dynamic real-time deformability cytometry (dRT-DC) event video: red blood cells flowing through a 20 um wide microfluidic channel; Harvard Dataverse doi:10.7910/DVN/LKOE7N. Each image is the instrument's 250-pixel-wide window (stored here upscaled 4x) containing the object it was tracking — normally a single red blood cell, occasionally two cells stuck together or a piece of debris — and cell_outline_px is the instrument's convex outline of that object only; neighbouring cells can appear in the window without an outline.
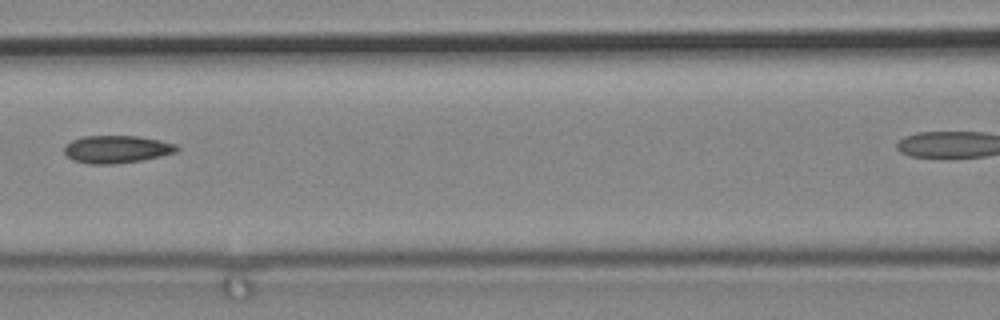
{"species": "common noctule bat (a hibernating species)", "species_latin": "Nyctalus noctula", "temperature_condition": "cold", "stored_images_in_passage": 7, "segment_of_instrument_passage": [1, 2], "camera_frame_rate_fps": 3000, "um_per_image_px": 0.085, "animal": {"sex": "male", "body_mass_g": 19.2, "forearm_length_mm": 51.8}, "frame": {"image": 1, "passage_image": 6, "time_ms": 1.667, "image_size_px": [1000, 320], "cell_outline_px": [[180, 148], [176, 152], [144, 160], [112, 164], [88, 164], [72, 160], [64, 152], [64, 144], [72, 140], [84, 136], [136, 136], [160, 140], [176, 144]], "centroid_in_image_um": [9.9, 12.69], "position_along_channel_um": 156.7, "area_um2": 18.21}}